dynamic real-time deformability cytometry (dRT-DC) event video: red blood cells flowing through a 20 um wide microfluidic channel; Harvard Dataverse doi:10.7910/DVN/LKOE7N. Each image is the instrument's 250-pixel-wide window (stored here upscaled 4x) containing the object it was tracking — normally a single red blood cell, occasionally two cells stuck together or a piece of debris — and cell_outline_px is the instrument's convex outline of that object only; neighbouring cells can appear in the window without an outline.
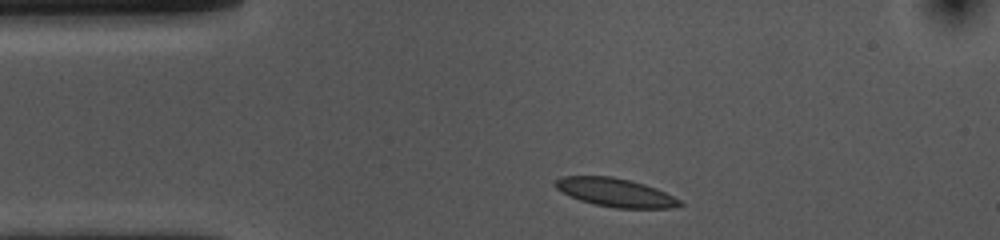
{"species": "common noctule bat (a hibernating species)", "species_latin": "Nyctalus noctula", "temperature_condition": "cold", "stored_images_in_passage": 19, "camera_frame_rate_fps": 3000, "um_per_image_px": 0.085, "animal": {"sex": "female", "body_mass_g": 10.0, "forearm_length_mm": 53.1}, "frame": {"image": 1, "passage_image": 1, "time_ms": 0.0, "image_size_px": [1000, 240], "cell_outline_px": [[684, 204], [672, 208], [616, 208], [596, 204], [580, 200], [556, 188], [552, 184], [552, 180], [560, 176], [612, 176], [632, 180], [656, 188], [680, 200]], "centroid_in_image_um": [52.28, 16.34], "position_along_channel_um": 32.7, "area_um2": 20.63}}
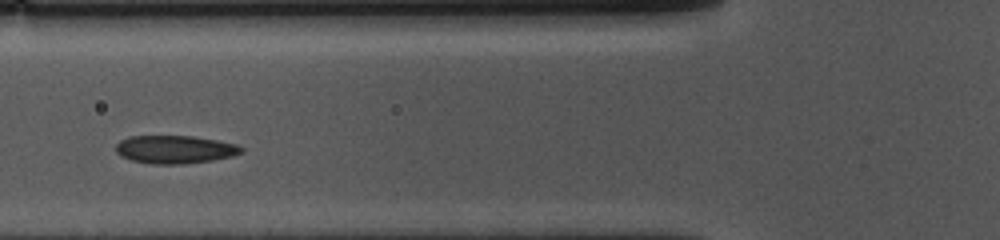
{"frame": {"image": 2, "passage_image": 10, "time_ms": 3.0, "image_size_px": [1000, 240], "cell_outline_px": [[244, 152], [232, 156], [212, 160], [180, 164], [152, 164], [132, 160], [120, 156], [116, 152], [116, 144], [120, 140], [128, 136], [192, 136], [240, 144], [244, 148]], "centroid_in_image_um": [14.88, 12.7], "position_along_channel_um": 110.9, "area_um2": 20.63}}
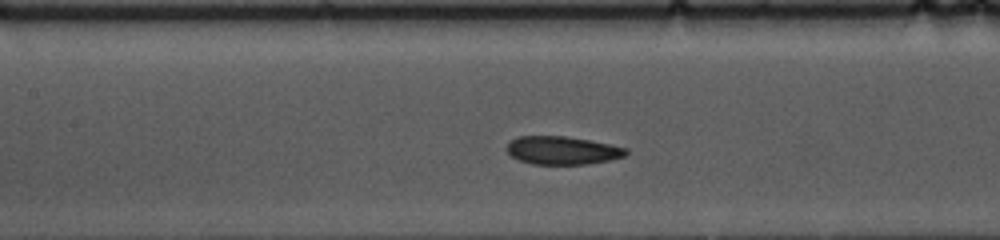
{"frame": {"image": 3, "passage_image": 14, "time_ms": 4.333, "image_size_px": [1000, 240], "cell_outline_px": [[628, 152], [624, 156], [608, 160], [588, 164], [532, 164], [520, 160], [512, 156], [508, 152], [508, 144], [512, 140], [520, 136], [564, 136], [612, 144], [628, 148]], "centroid_in_image_um": [47.84, 12.78], "position_along_channel_um": 159.6, "area_um2": 19.36}}